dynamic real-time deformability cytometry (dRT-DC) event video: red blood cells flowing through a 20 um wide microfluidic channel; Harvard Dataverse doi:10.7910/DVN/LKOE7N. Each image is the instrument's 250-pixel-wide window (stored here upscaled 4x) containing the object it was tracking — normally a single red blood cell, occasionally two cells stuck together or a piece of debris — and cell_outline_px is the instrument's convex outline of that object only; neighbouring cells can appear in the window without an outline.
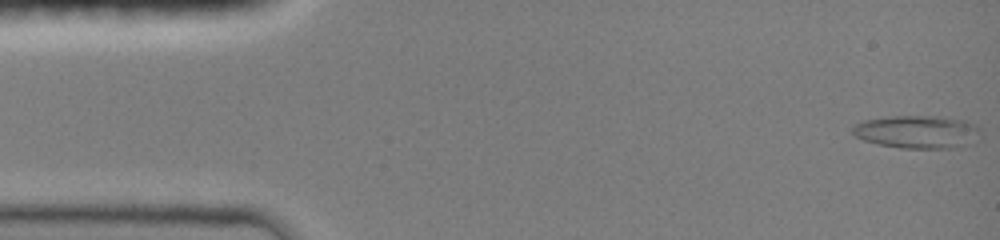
{"species": "common noctule bat (a hibernating species)", "species_latin": "Nyctalus noctula", "temperature_condition": "room temperature", "stored_images_in_passage": 64, "camera_frame_rate_fps": 3000, "um_per_image_px": 0.085, "animal": {"sex": "female", "body_mass_g": 19.0, "forearm_length_mm": 51.5}, "frame": {"image": 1, "passage_image": 1, "time_ms": 0.0, "image_size_px": [1000, 240], "cell_outline_px": [[980, 128], [960, 148], [900, 148], [876, 144], [864, 140], [856, 136], [852, 132], [852, 128], [856, 124], [864, 120], [888, 116], [940, 116], [964, 120]], "centroid_in_image_um": [77.85, 11.2], "position_along_channel_um": 7.2, "area_um2": 24.04}}
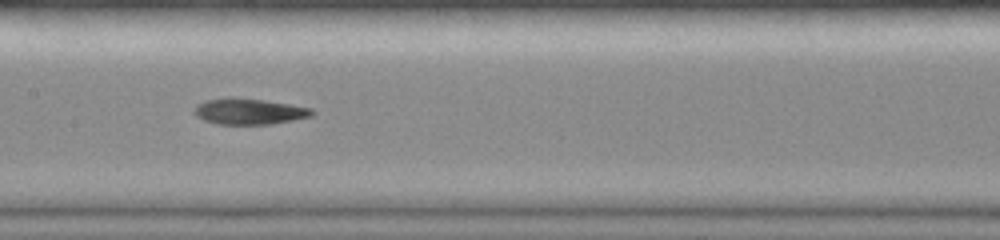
{"frame": {"image": 2, "passage_image": 28, "time_ms": 7.333, "image_size_px": [1000, 240], "cell_outline_px": [[316, 112], [312, 116], [292, 120], [268, 124], [216, 124], [204, 120], [196, 116], [192, 112], [192, 108], [196, 104], [204, 100], [228, 96], [264, 100], [312, 108]], "centroid_in_image_um": [21.1, 9.45], "position_along_channel_um": 186.3, "area_um2": 18.09}}
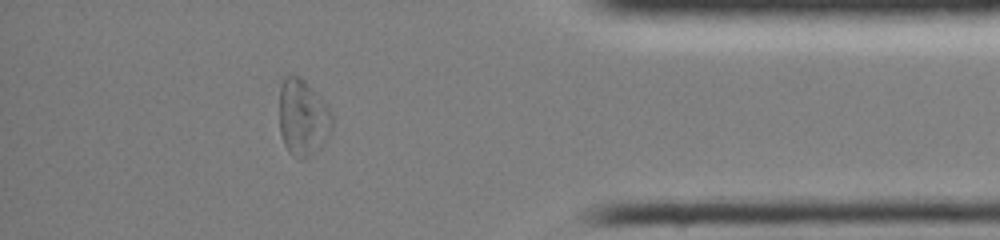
{"frame": {"image": 3, "passage_image": 54, "time_ms": 13.333, "image_size_px": [1000, 240], "cell_outline_px": [[332, 128], [324, 144], [304, 160], [300, 160], [292, 156], [288, 152], [284, 144], [280, 132], [280, 88], [284, 76], [300, 76], [308, 84], [332, 112]], "centroid_in_image_um": [25.73, 10.04], "position_along_channel_um": 409.5, "area_um2": 23.52}, "authors_computed_cell_mechanics": {"area_um2": 18.8428, "velocity_mm_per_s": 4.0557, "shape_relaxation_time_tau1_ms": 8.5427, "shape_relaxation_time_tau2_ms": 4.6218, "deformation_change_tau1": 0.239, "deformation_change_tau2": 0.1441}}